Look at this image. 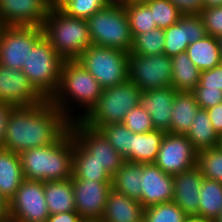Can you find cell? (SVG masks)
Returning <instances> with one entry per match:
<instances>
[{
  "label": "cell",
  "mask_w": 222,
  "mask_h": 222,
  "mask_svg": "<svg viewBox=\"0 0 222 222\" xmlns=\"http://www.w3.org/2000/svg\"><path fill=\"white\" fill-rule=\"evenodd\" d=\"M70 120L49 100L31 106H16L9 114L4 149L20 154L58 141L69 129Z\"/></svg>",
  "instance_id": "obj_1"
},
{
  "label": "cell",
  "mask_w": 222,
  "mask_h": 222,
  "mask_svg": "<svg viewBox=\"0 0 222 222\" xmlns=\"http://www.w3.org/2000/svg\"><path fill=\"white\" fill-rule=\"evenodd\" d=\"M102 92L101 84L80 63L67 60L61 68L57 91L49 100L70 121H75L90 111Z\"/></svg>",
  "instance_id": "obj_2"
},
{
  "label": "cell",
  "mask_w": 222,
  "mask_h": 222,
  "mask_svg": "<svg viewBox=\"0 0 222 222\" xmlns=\"http://www.w3.org/2000/svg\"><path fill=\"white\" fill-rule=\"evenodd\" d=\"M25 179L56 181L72 178L73 134L69 129L58 141L19 154Z\"/></svg>",
  "instance_id": "obj_3"
},
{
  "label": "cell",
  "mask_w": 222,
  "mask_h": 222,
  "mask_svg": "<svg viewBox=\"0 0 222 222\" xmlns=\"http://www.w3.org/2000/svg\"><path fill=\"white\" fill-rule=\"evenodd\" d=\"M44 36L64 60H76L92 39L86 19L71 17L58 6H51L42 25Z\"/></svg>",
  "instance_id": "obj_4"
},
{
  "label": "cell",
  "mask_w": 222,
  "mask_h": 222,
  "mask_svg": "<svg viewBox=\"0 0 222 222\" xmlns=\"http://www.w3.org/2000/svg\"><path fill=\"white\" fill-rule=\"evenodd\" d=\"M141 89L128 79L113 87L103 89L90 111L80 120L90 128L122 123L125 115L139 104Z\"/></svg>",
  "instance_id": "obj_5"
},
{
  "label": "cell",
  "mask_w": 222,
  "mask_h": 222,
  "mask_svg": "<svg viewBox=\"0 0 222 222\" xmlns=\"http://www.w3.org/2000/svg\"><path fill=\"white\" fill-rule=\"evenodd\" d=\"M63 63L64 60L43 35L29 51L21 71L45 99H50L59 86Z\"/></svg>",
  "instance_id": "obj_6"
},
{
  "label": "cell",
  "mask_w": 222,
  "mask_h": 222,
  "mask_svg": "<svg viewBox=\"0 0 222 222\" xmlns=\"http://www.w3.org/2000/svg\"><path fill=\"white\" fill-rule=\"evenodd\" d=\"M92 44L130 52L133 36L124 8L105 6L87 19Z\"/></svg>",
  "instance_id": "obj_7"
},
{
  "label": "cell",
  "mask_w": 222,
  "mask_h": 222,
  "mask_svg": "<svg viewBox=\"0 0 222 222\" xmlns=\"http://www.w3.org/2000/svg\"><path fill=\"white\" fill-rule=\"evenodd\" d=\"M103 87L128 79L129 53L92 44L76 59Z\"/></svg>",
  "instance_id": "obj_8"
},
{
  "label": "cell",
  "mask_w": 222,
  "mask_h": 222,
  "mask_svg": "<svg viewBox=\"0 0 222 222\" xmlns=\"http://www.w3.org/2000/svg\"><path fill=\"white\" fill-rule=\"evenodd\" d=\"M43 35L41 26H1L0 64L22 70L29 51Z\"/></svg>",
  "instance_id": "obj_9"
},
{
  "label": "cell",
  "mask_w": 222,
  "mask_h": 222,
  "mask_svg": "<svg viewBox=\"0 0 222 222\" xmlns=\"http://www.w3.org/2000/svg\"><path fill=\"white\" fill-rule=\"evenodd\" d=\"M172 61L165 54L129 55L128 80L141 91L171 86Z\"/></svg>",
  "instance_id": "obj_10"
},
{
  "label": "cell",
  "mask_w": 222,
  "mask_h": 222,
  "mask_svg": "<svg viewBox=\"0 0 222 222\" xmlns=\"http://www.w3.org/2000/svg\"><path fill=\"white\" fill-rule=\"evenodd\" d=\"M48 217L44 182L24 179L8 202V218L16 222H45Z\"/></svg>",
  "instance_id": "obj_11"
},
{
  "label": "cell",
  "mask_w": 222,
  "mask_h": 222,
  "mask_svg": "<svg viewBox=\"0 0 222 222\" xmlns=\"http://www.w3.org/2000/svg\"><path fill=\"white\" fill-rule=\"evenodd\" d=\"M197 154L186 135L166 132L154 164L164 173L176 175L197 166Z\"/></svg>",
  "instance_id": "obj_12"
},
{
  "label": "cell",
  "mask_w": 222,
  "mask_h": 222,
  "mask_svg": "<svg viewBox=\"0 0 222 222\" xmlns=\"http://www.w3.org/2000/svg\"><path fill=\"white\" fill-rule=\"evenodd\" d=\"M70 130L74 139L91 154V159L103 165L112 176L123 165L125 159L99 130L88 127L80 120L71 121Z\"/></svg>",
  "instance_id": "obj_13"
},
{
  "label": "cell",
  "mask_w": 222,
  "mask_h": 222,
  "mask_svg": "<svg viewBox=\"0 0 222 222\" xmlns=\"http://www.w3.org/2000/svg\"><path fill=\"white\" fill-rule=\"evenodd\" d=\"M76 212L83 220H101L112 181L71 179Z\"/></svg>",
  "instance_id": "obj_14"
},
{
  "label": "cell",
  "mask_w": 222,
  "mask_h": 222,
  "mask_svg": "<svg viewBox=\"0 0 222 222\" xmlns=\"http://www.w3.org/2000/svg\"><path fill=\"white\" fill-rule=\"evenodd\" d=\"M45 100L21 70L0 64V102L16 107L41 104Z\"/></svg>",
  "instance_id": "obj_15"
},
{
  "label": "cell",
  "mask_w": 222,
  "mask_h": 222,
  "mask_svg": "<svg viewBox=\"0 0 222 222\" xmlns=\"http://www.w3.org/2000/svg\"><path fill=\"white\" fill-rule=\"evenodd\" d=\"M51 5L47 0H0V26H41Z\"/></svg>",
  "instance_id": "obj_16"
},
{
  "label": "cell",
  "mask_w": 222,
  "mask_h": 222,
  "mask_svg": "<svg viewBox=\"0 0 222 222\" xmlns=\"http://www.w3.org/2000/svg\"><path fill=\"white\" fill-rule=\"evenodd\" d=\"M207 35L199 15H183L180 20L164 29L165 44L163 54L168 57L186 52L189 44Z\"/></svg>",
  "instance_id": "obj_17"
},
{
  "label": "cell",
  "mask_w": 222,
  "mask_h": 222,
  "mask_svg": "<svg viewBox=\"0 0 222 222\" xmlns=\"http://www.w3.org/2000/svg\"><path fill=\"white\" fill-rule=\"evenodd\" d=\"M141 204L144 208L173 201V176L164 173L156 164H142Z\"/></svg>",
  "instance_id": "obj_18"
},
{
  "label": "cell",
  "mask_w": 222,
  "mask_h": 222,
  "mask_svg": "<svg viewBox=\"0 0 222 222\" xmlns=\"http://www.w3.org/2000/svg\"><path fill=\"white\" fill-rule=\"evenodd\" d=\"M176 92L172 86L141 92L139 105L151 116L156 130L169 131Z\"/></svg>",
  "instance_id": "obj_19"
},
{
  "label": "cell",
  "mask_w": 222,
  "mask_h": 222,
  "mask_svg": "<svg viewBox=\"0 0 222 222\" xmlns=\"http://www.w3.org/2000/svg\"><path fill=\"white\" fill-rule=\"evenodd\" d=\"M173 176V201L188 215L198 216L199 194L204 176L197 166Z\"/></svg>",
  "instance_id": "obj_20"
},
{
  "label": "cell",
  "mask_w": 222,
  "mask_h": 222,
  "mask_svg": "<svg viewBox=\"0 0 222 222\" xmlns=\"http://www.w3.org/2000/svg\"><path fill=\"white\" fill-rule=\"evenodd\" d=\"M145 208L136 200L115 191L108 194L102 222H143Z\"/></svg>",
  "instance_id": "obj_21"
},
{
  "label": "cell",
  "mask_w": 222,
  "mask_h": 222,
  "mask_svg": "<svg viewBox=\"0 0 222 222\" xmlns=\"http://www.w3.org/2000/svg\"><path fill=\"white\" fill-rule=\"evenodd\" d=\"M20 155L0 149V193L10 201L24 181Z\"/></svg>",
  "instance_id": "obj_22"
},
{
  "label": "cell",
  "mask_w": 222,
  "mask_h": 222,
  "mask_svg": "<svg viewBox=\"0 0 222 222\" xmlns=\"http://www.w3.org/2000/svg\"><path fill=\"white\" fill-rule=\"evenodd\" d=\"M200 109L193 92L177 91L168 133L186 135Z\"/></svg>",
  "instance_id": "obj_23"
},
{
  "label": "cell",
  "mask_w": 222,
  "mask_h": 222,
  "mask_svg": "<svg viewBox=\"0 0 222 222\" xmlns=\"http://www.w3.org/2000/svg\"><path fill=\"white\" fill-rule=\"evenodd\" d=\"M44 197L49 215L76 211L71 178L44 182Z\"/></svg>",
  "instance_id": "obj_24"
},
{
  "label": "cell",
  "mask_w": 222,
  "mask_h": 222,
  "mask_svg": "<svg viewBox=\"0 0 222 222\" xmlns=\"http://www.w3.org/2000/svg\"><path fill=\"white\" fill-rule=\"evenodd\" d=\"M113 176L91 159L89 154L73 137V167L72 178L80 180L112 181Z\"/></svg>",
  "instance_id": "obj_25"
},
{
  "label": "cell",
  "mask_w": 222,
  "mask_h": 222,
  "mask_svg": "<svg viewBox=\"0 0 222 222\" xmlns=\"http://www.w3.org/2000/svg\"><path fill=\"white\" fill-rule=\"evenodd\" d=\"M165 133L163 130L156 129L148 133L133 132L130 162L139 164L154 163Z\"/></svg>",
  "instance_id": "obj_26"
},
{
  "label": "cell",
  "mask_w": 222,
  "mask_h": 222,
  "mask_svg": "<svg viewBox=\"0 0 222 222\" xmlns=\"http://www.w3.org/2000/svg\"><path fill=\"white\" fill-rule=\"evenodd\" d=\"M171 61V86L176 91L192 92L199 84L200 70L190 60L187 52L175 55Z\"/></svg>",
  "instance_id": "obj_27"
},
{
  "label": "cell",
  "mask_w": 222,
  "mask_h": 222,
  "mask_svg": "<svg viewBox=\"0 0 222 222\" xmlns=\"http://www.w3.org/2000/svg\"><path fill=\"white\" fill-rule=\"evenodd\" d=\"M190 60L200 71L212 69L221 62L218 38L206 35L204 38L188 45Z\"/></svg>",
  "instance_id": "obj_28"
},
{
  "label": "cell",
  "mask_w": 222,
  "mask_h": 222,
  "mask_svg": "<svg viewBox=\"0 0 222 222\" xmlns=\"http://www.w3.org/2000/svg\"><path fill=\"white\" fill-rule=\"evenodd\" d=\"M141 173L142 164L125 160L123 165L113 175L112 188L141 203Z\"/></svg>",
  "instance_id": "obj_29"
},
{
  "label": "cell",
  "mask_w": 222,
  "mask_h": 222,
  "mask_svg": "<svg viewBox=\"0 0 222 222\" xmlns=\"http://www.w3.org/2000/svg\"><path fill=\"white\" fill-rule=\"evenodd\" d=\"M186 137L197 152L218 146L220 137L215 132L206 109H200L194 116Z\"/></svg>",
  "instance_id": "obj_30"
},
{
  "label": "cell",
  "mask_w": 222,
  "mask_h": 222,
  "mask_svg": "<svg viewBox=\"0 0 222 222\" xmlns=\"http://www.w3.org/2000/svg\"><path fill=\"white\" fill-rule=\"evenodd\" d=\"M198 216L214 221L222 212V183L203 179Z\"/></svg>",
  "instance_id": "obj_31"
},
{
  "label": "cell",
  "mask_w": 222,
  "mask_h": 222,
  "mask_svg": "<svg viewBox=\"0 0 222 222\" xmlns=\"http://www.w3.org/2000/svg\"><path fill=\"white\" fill-rule=\"evenodd\" d=\"M165 44L164 29L155 28L135 35L129 55H160Z\"/></svg>",
  "instance_id": "obj_32"
},
{
  "label": "cell",
  "mask_w": 222,
  "mask_h": 222,
  "mask_svg": "<svg viewBox=\"0 0 222 222\" xmlns=\"http://www.w3.org/2000/svg\"><path fill=\"white\" fill-rule=\"evenodd\" d=\"M124 9L133 37L157 28L151 9L145 2H130Z\"/></svg>",
  "instance_id": "obj_33"
},
{
  "label": "cell",
  "mask_w": 222,
  "mask_h": 222,
  "mask_svg": "<svg viewBox=\"0 0 222 222\" xmlns=\"http://www.w3.org/2000/svg\"><path fill=\"white\" fill-rule=\"evenodd\" d=\"M98 130L126 161H130L133 132L123 123L104 125Z\"/></svg>",
  "instance_id": "obj_34"
},
{
  "label": "cell",
  "mask_w": 222,
  "mask_h": 222,
  "mask_svg": "<svg viewBox=\"0 0 222 222\" xmlns=\"http://www.w3.org/2000/svg\"><path fill=\"white\" fill-rule=\"evenodd\" d=\"M197 167L205 179L222 183V150L217 146L198 152Z\"/></svg>",
  "instance_id": "obj_35"
},
{
  "label": "cell",
  "mask_w": 222,
  "mask_h": 222,
  "mask_svg": "<svg viewBox=\"0 0 222 222\" xmlns=\"http://www.w3.org/2000/svg\"><path fill=\"white\" fill-rule=\"evenodd\" d=\"M186 215L174 201L148 206L143 222H185Z\"/></svg>",
  "instance_id": "obj_36"
},
{
  "label": "cell",
  "mask_w": 222,
  "mask_h": 222,
  "mask_svg": "<svg viewBox=\"0 0 222 222\" xmlns=\"http://www.w3.org/2000/svg\"><path fill=\"white\" fill-rule=\"evenodd\" d=\"M151 9L157 28L165 29L177 23L183 14L169 0H148L145 2Z\"/></svg>",
  "instance_id": "obj_37"
},
{
  "label": "cell",
  "mask_w": 222,
  "mask_h": 222,
  "mask_svg": "<svg viewBox=\"0 0 222 222\" xmlns=\"http://www.w3.org/2000/svg\"><path fill=\"white\" fill-rule=\"evenodd\" d=\"M57 6L71 17L87 20L106 5L103 0H63Z\"/></svg>",
  "instance_id": "obj_38"
},
{
  "label": "cell",
  "mask_w": 222,
  "mask_h": 222,
  "mask_svg": "<svg viewBox=\"0 0 222 222\" xmlns=\"http://www.w3.org/2000/svg\"><path fill=\"white\" fill-rule=\"evenodd\" d=\"M122 123L134 133H148L155 130L151 116L139 104L125 115Z\"/></svg>",
  "instance_id": "obj_39"
},
{
  "label": "cell",
  "mask_w": 222,
  "mask_h": 222,
  "mask_svg": "<svg viewBox=\"0 0 222 222\" xmlns=\"http://www.w3.org/2000/svg\"><path fill=\"white\" fill-rule=\"evenodd\" d=\"M199 16L203 21L207 35L215 38L222 36V6L203 8Z\"/></svg>",
  "instance_id": "obj_40"
},
{
  "label": "cell",
  "mask_w": 222,
  "mask_h": 222,
  "mask_svg": "<svg viewBox=\"0 0 222 222\" xmlns=\"http://www.w3.org/2000/svg\"><path fill=\"white\" fill-rule=\"evenodd\" d=\"M201 109H209L222 102V90L196 87L192 91Z\"/></svg>",
  "instance_id": "obj_41"
},
{
  "label": "cell",
  "mask_w": 222,
  "mask_h": 222,
  "mask_svg": "<svg viewBox=\"0 0 222 222\" xmlns=\"http://www.w3.org/2000/svg\"><path fill=\"white\" fill-rule=\"evenodd\" d=\"M197 87L222 90V65L219 64L212 69L200 71V79Z\"/></svg>",
  "instance_id": "obj_42"
},
{
  "label": "cell",
  "mask_w": 222,
  "mask_h": 222,
  "mask_svg": "<svg viewBox=\"0 0 222 222\" xmlns=\"http://www.w3.org/2000/svg\"><path fill=\"white\" fill-rule=\"evenodd\" d=\"M183 15H199L204 8L203 0H169Z\"/></svg>",
  "instance_id": "obj_43"
},
{
  "label": "cell",
  "mask_w": 222,
  "mask_h": 222,
  "mask_svg": "<svg viewBox=\"0 0 222 222\" xmlns=\"http://www.w3.org/2000/svg\"><path fill=\"white\" fill-rule=\"evenodd\" d=\"M14 107V105H11L9 103L0 102V149H2L4 146V135L7 121L9 118V114Z\"/></svg>",
  "instance_id": "obj_44"
},
{
  "label": "cell",
  "mask_w": 222,
  "mask_h": 222,
  "mask_svg": "<svg viewBox=\"0 0 222 222\" xmlns=\"http://www.w3.org/2000/svg\"><path fill=\"white\" fill-rule=\"evenodd\" d=\"M212 126L219 137L222 136V102L207 109Z\"/></svg>",
  "instance_id": "obj_45"
},
{
  "label": "cell",
  "mask_w": 222,
  "mask_h": 222,
  "mask_svg": "<svg viewBox=\"0 0 222 222\" xmlns=\"http://www.w3.org/2000/svg\"><path fill=\"white\" fill-rule=\"evenodd\" d=\"M83 219L76 211L49 215L45 222H81Z\"/></svg>",
  "instance_id": "obj_46"
},
{
  "label": "cell",
  "mask_w": 222,
  "mask_h": 222,
  "mask_svg": "<svg viewBox=\"0 0 222 222\" xmlns=\"http://www.w3.org/2000/svg\"><path fill=\"white\" fill-rule=\"evenodd\" d=\"M8 218V201L0 193V220Z\"/></svg>",
  "instance_id": "obj_47"
},
{
  "label": "cell",
  "mask_w": 222,
  "mask_h": 222,
  "mask_svg": "<svg viewBox=\"0 0 222 222\" xmlns=\"http://www.w3.org/2000/svg\"><path fill=\"white\" fill-rule=\"evenodd\" d=\"M106 6L125 8L131 1L130 0H103Z\"/></svg>",
  "instance_id": "obj_48"
},
{
  "label": "cell",
  "mask_w": 222,
  "mask_h": 222,
  "mask_svg": "<svg viewBox=\"0 0 222 222\" xmlns=\"http://www.w3.org/2000/svg\"><path fill=\"white\" fill-rule=\"evenodd\" d=\"M204 8L222 6V0H203Z\"/></svg>",
  "instance_id": "obj_49"
},
{
  "label": "cell",
  "mask_w": 222,
  "mask_h": 222,
  "mask_svg": "<svg viewBox=\"0 0 222 222\" xmlns=\"http://www.w3.org/2000/svg\"><path fill=\"white\" fill-rule=\"evenodd\" d=\"M185 222H213V221L206 219L204 217L192 215V216H187Z\"/></svg>",
  "instance_id": "obj_50"
},
{
  "label": "cell",
  "mask_w": 222,
  "mask_h": 222,
  "mask_svg": "<svg viewBox=\"0 0 222 222\" xmlns=\"http://www.w3.org/2000/svg\"><path fill=\"white\" fill-rule=\"evenodd\" d=\"M51 6H57L63 0H47Z\"/></svg>",
  "instance_id": "obj_51"
},
{
  "label": "cell",
  "mask_w": 222,
  "mask_h": 222,
  "mask_svg": "<svg viewBox=\"0 0 222 222\" xmlns=\"http://www.w3.org/2000/svg\"><path fill=\"white\" fill-rule=\"evenodd\" d=\"M218 41H219L220 54H221V59H222V36L218 38Z\"/></svg>",
  "instance_id": "obj_52"
},
{
  "label": "cell",
  "mask_w": 222,
  "mask_h": 222,
  "mask_svg": "<svg viewBox=\"0 0 222 222\" xmlns=\"http://www.w3.org/2000/svg\"><path fill=\"white\" fill-rule=\"evenodd\" d=\"M213 222H222V212Z\"/></svg>",
  "instance_id": "obj_53"
},
{
  "label": "cell",
  "mask_w": 222,
  "mask_h": 222,
  "mask_svg": "<svg viewBox=\"0 0 222 222\" xmlns=\"http://www.w3.org/2000/svg\"><path fill=\"white\" fill-rule=\"evenodd\" d=\"M0 222H16V221L12 220L10 218H6V219H3V220H0Z\"/></svg>",
  "instance_id": "obj_54"
},
{
  "label": "cell",
  "mask_w": 222,
  "mask_h": 222,
  "mask_svg": "<svg viewBox=\"0 0 222 222\" xmlns=\"http://www.w3.org/2000/svg\"><path fill=\"white\" fill-rule=\"evenodd\" d=\"M81 222H102L101 220H82Z\"/></svg>",
  "instance_id": "obj_55"
},
{
  "label": "cell",
  "mask_w": 222,
  "mask_h": 222,
  "mask_svg": "<svg viewBox=\"0 0 222 222\" xmlns=\"http://www.w3.org/2000/svg\"><path fill=\"white\" fill-rule=\"evenodd\" d=\"M218 147L222 150V136L219 139Z\"/></svg>",
  "instance_id": "obj_56"
},
{
  "label": "cell",
  "mask_w": 222,
  "mask_h": 222,
  "mask_svg": "<svg viewBox=\"0 0 222 222\" xmlns=\"http://www.w3.org/2000/svg\"><path fill=\"white\" fill-rule=\"evenodd\" d=\"M131 2H146L148 0H130Z\"/></svg>",
  "instance_id": "obj_57"
}]
</instances>
